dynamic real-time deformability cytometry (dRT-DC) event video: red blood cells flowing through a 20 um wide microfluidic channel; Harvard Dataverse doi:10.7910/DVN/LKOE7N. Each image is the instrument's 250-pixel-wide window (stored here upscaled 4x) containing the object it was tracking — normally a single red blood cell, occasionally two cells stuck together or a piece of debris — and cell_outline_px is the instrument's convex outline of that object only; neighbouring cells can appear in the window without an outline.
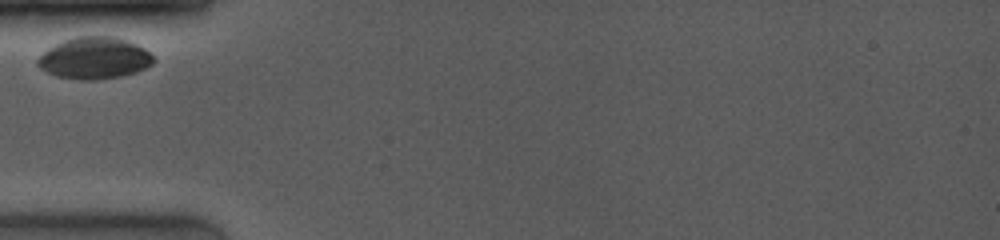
{"species": "common noctule bat (a hibernating species)", "species_latin": "Nyctalus noctula", "temperature_condition": "room temperature", "stored_images_in_passage": 1, "camera_frame_rate_fps": 4000, "um_per_image_px": 0.085, "animal": {"sex": "female", "body_mass_g": 19.0, "forearm_length_mm": 53.3}, "frame": {"image": 1, "passage_image": 1, "time_ms": 0.0, "image_size_px": [1000, 240], "cell_outline_px": [[156, 60], [152, 64], [136, 72], [120, 76], [96, 80], [80, 80], [56, 76], [40, 68], [36, 64], [36, 60], [48, 48], [64, 40], [76, 36], [116, 36], [128, 40], [144, 48]], "centroid_in_image_um": [8.02, 4.93], "position_along_channel_um": 77.0, "area_um2": 28.21}}